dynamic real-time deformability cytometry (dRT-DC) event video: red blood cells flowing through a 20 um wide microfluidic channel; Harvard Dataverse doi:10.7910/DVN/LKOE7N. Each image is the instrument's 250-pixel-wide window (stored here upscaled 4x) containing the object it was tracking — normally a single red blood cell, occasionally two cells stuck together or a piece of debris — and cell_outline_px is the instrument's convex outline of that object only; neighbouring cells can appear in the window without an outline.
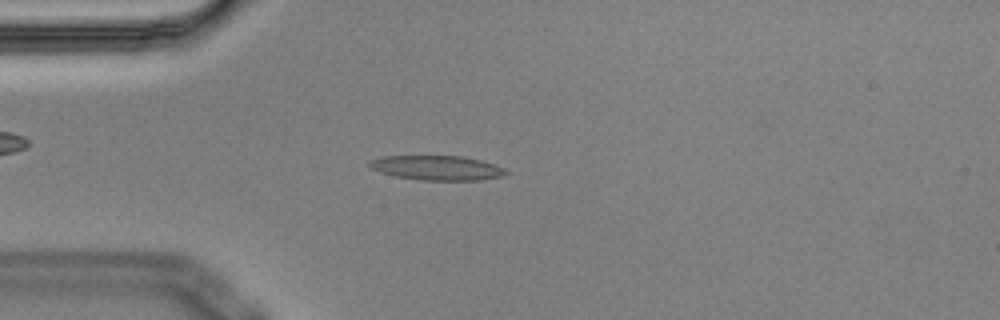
{"species": "Egyptian fruit bat (a non-hibernating species)", "species_latin": "Rousettus aegyptiacus", "temperature_condition": "cold", "stored_images_in_passage": 7, "camera_frame_rate_fps": 3000, "um_per_image_px": 0.085, "animal": {"sex": "male"}, "frame": {"image": 1, "passage_image": 4, "time_ms": 1.0, "image_size_px": [1000, 320], "cell_outline_px": [[508, 172], [500, 176], [480, 180], [420, 180], [396, 176], [380, 172], [372, 168], [368, 164], [372, 160], [384, 156], [460, 156], [480, 160], [504, 168]], "centroid_in_image_um": [37.14, 14.27], "position_along_channel_um": 47.9, "area_um2": 19.19}}
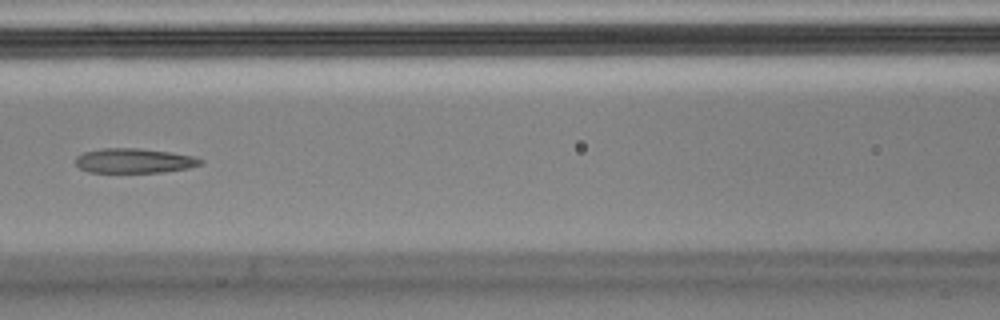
{"frame": {"image": 2, "passage_image": 7, "time_ms": 2.0, "image_size_px": [1000, 320], "cell_outline_px": [[204, 160], [200, 164], [188, 168], [164, 172], [88, 172], [80, 168], [76, 164], [76, 156], [84, 152], [100, 148], [136, 148], [168, 152], [192, 156]], "centroid_in_image_um": [11.37, 13.66], "position_along_channel_um": 155.2, "area_um2": 17.8}}